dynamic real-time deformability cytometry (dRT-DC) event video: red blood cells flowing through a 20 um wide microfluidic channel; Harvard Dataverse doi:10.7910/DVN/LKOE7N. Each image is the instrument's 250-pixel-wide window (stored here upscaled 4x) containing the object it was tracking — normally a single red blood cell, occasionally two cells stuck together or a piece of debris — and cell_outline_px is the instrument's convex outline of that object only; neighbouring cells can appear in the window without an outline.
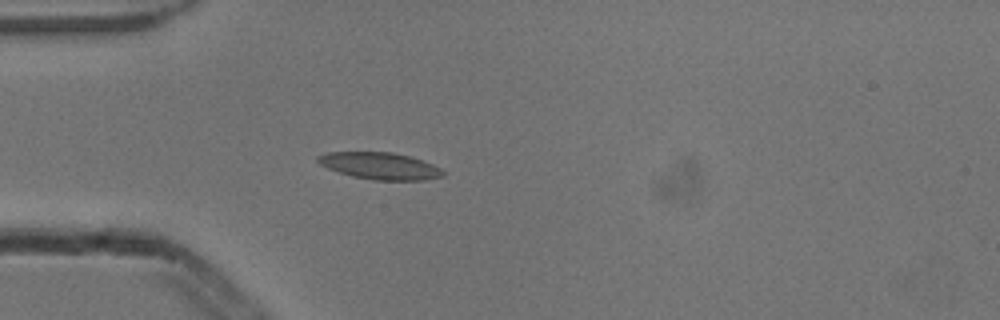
{"species": "common noctule bat (a hibernating species)", "species_latin": "Nyctalus noctula", "temperature_condition": "cold", "stored_images_in_passage": 5, "camera_frame_rate_fps": 3000, "um_per_image_px": 0.085, "animal": {"sex": "male", "body_mass_g": 13.3}, "frame": {"image": 1, "passage_image": 5, "time_ms": 1.333, "image_size_px": [1000, 320], "cell_outline_px": [[444, 176], [424, 180], [376, 180], [352, 176], [328, 168], [320, 164], [316, 160], [316, 156], [324, 152], [392, 152], [408, 156], [432, 164], [440, 168], [444, 172]], "centroid_in_image_um": [32.27, 14.09], "position_along_channel_um": 52.7, "area_um2": 19.48}}